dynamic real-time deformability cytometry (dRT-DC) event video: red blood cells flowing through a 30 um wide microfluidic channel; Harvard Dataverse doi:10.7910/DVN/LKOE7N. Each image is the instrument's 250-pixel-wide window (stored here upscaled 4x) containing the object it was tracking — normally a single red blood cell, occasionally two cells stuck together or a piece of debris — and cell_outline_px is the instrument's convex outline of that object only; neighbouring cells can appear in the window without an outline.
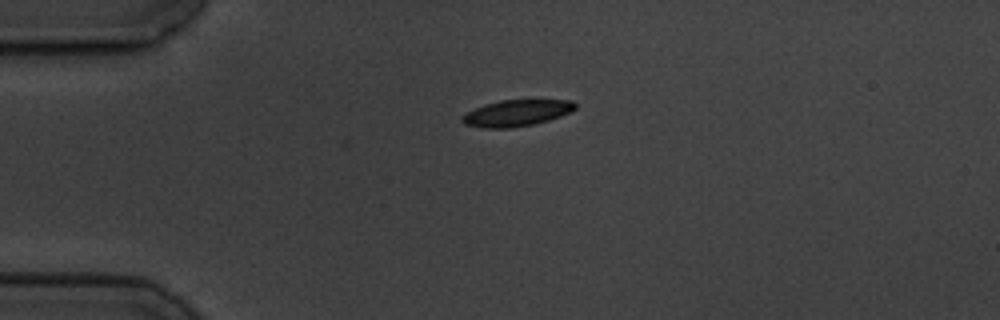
{"species": "common noctule bat (a hibernating species)", "species_latin": "Nyctalus noctula", "temperature_condition": "cold", "stored_images_in_passage": 3, "camera_frame_rate_fps": 3000, "um_per_image_px": 0.085, "animal": {"sex": "male", "body_mass_g": 19.5, "forearm_length_mm": 54.6}, "frame": {"image": 1, "passage_image": 1, "time_ms": 0.0, "image_size_px": [1000, 320], "cell_outline_px": [[576, 108], [572, 112], [536, 124], [508, 128], [484, 128], [464, 124], [460, 120], [460, 116], [464, 112], [484, 104], [500, 100], [572, 100], [576, 104]], "centroid_in_image_um": [43.87, 9.61], "position_along_channel_um": 41.1, "area_um2": 17.63}}
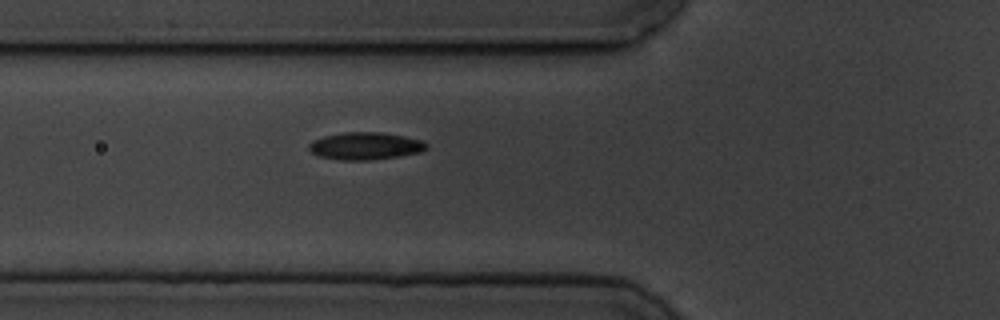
{"frame": {"image": 2, "passage_image": 3, "time_ms": 2.333, "image_size_px": [1000, 320], "cell_outline_px": [[428, 148], [420, 152], [400, 156], [368, 160], [340, 160], [320, 156], [312, 152], [308, 148], [308, 144], [312, 140], [324, 136], [344, 132], [380, 132], [404, 136], [424, 140], [428, 144]], "centroid_in_image_um": [31.07, 12.4], "position_along_channel_um": 94.7, "area_um2": 18.84}}